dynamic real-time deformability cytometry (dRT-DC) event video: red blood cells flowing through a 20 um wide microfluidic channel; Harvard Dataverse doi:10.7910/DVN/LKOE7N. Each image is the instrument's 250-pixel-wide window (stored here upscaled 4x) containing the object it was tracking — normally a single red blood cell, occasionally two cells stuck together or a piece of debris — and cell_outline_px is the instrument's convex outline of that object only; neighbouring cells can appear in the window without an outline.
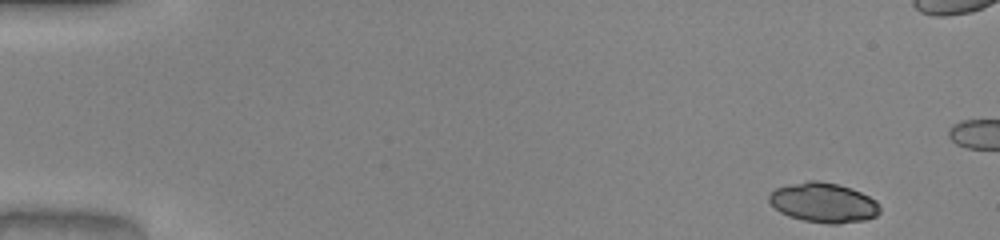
{"species": "common noctule bat (a hibernating species)", "species_latin": "Nyctalus noctula", "temperature_condition": "warm", "stored_images_in_passage": 49, "camera_frame_rate_fps": 3000, "um_per_image_px": 0.085, "animal": {"sex": "male", "body_mass_g": 20.0, "forearm_length_mm": 53.3}, "frame": {"image": 1, "passage_image": 1, "time_ms": 0.0, "image_size_px": [1000, 240], "cell_outline_px": [[880, 212], [876, 216], [864, 220], [840, 224], [828, 224], [804, 220], [788, 216], [780, 212], [768, 200], [768, 196], [776, 188], [788, 184], [808, 180], [816, 180], [836, 184], [852, 188], [876, 200], [880, 204]], "centroid_in_image_um": [70.01, 17.22], "position_along_channel_um": 15.0, "area_um2": 25.72}}